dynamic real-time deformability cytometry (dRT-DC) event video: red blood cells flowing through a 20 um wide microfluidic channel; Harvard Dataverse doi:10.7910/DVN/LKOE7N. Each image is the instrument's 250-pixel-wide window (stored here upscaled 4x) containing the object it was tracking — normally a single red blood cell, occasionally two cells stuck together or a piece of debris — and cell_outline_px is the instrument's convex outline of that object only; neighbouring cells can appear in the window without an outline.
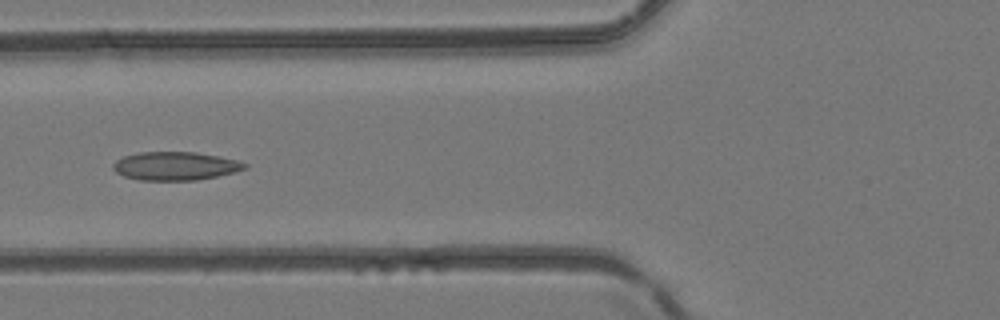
{"species": "common noctule bat (a hibernating species)", "species_latin": "Nyctalus noctula", "temperature_condition": "room temperature", "stored_images_in_passage": 6, "camera_frame_rate_fps": 3000, "um_per_image_px": 0.085, "animal": {"sex": "female", "body_mass_g": 24.6, "forearm_length_mm": 56.2}, "frame": {"image": 1, "passage_image": 6, "time_ms": 1.667, "image_size_px": [1000, 320], "cell_outline_px": [[248, 168], [216, 176], [196, 180], [140, 180], [124, 176], [116, 172], [112, 168], [112, 164], [116, 160], [124, 156], [140, 152], [196, 152], [236, 160], [248, 164]], "centroid_in_image_um": [14.87, 14.11], "position_along_channel_um": 110.9, "area_um2": 21.62}}